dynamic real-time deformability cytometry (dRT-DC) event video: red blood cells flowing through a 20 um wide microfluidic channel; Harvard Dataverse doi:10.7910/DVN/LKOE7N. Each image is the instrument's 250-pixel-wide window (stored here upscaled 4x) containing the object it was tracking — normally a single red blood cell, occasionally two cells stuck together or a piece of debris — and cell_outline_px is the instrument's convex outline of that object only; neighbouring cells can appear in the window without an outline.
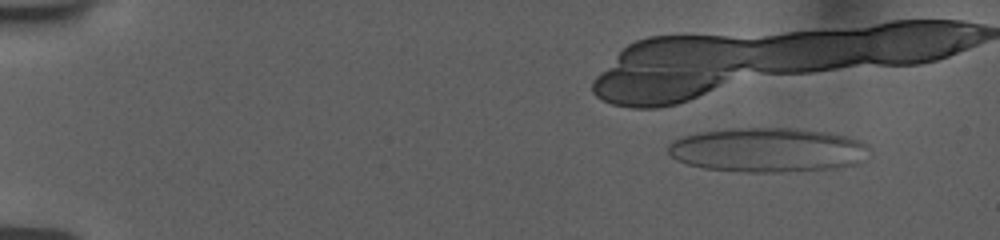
{"species": "human", "species_latin": "Homo sapiens", "temperature_condition": "room temperature", "stored_images_in_passage": 7, "camera_frame_rate_fps": 3000, "um_per_image_px": 0.085, "donor": {"sex": "female"}, "frame": {"image": 1, "passage_image": 1, "time_ms": 0.0, "image_size_px": [1000, 240], "cell_outline_px": [[856, 144], [820, 168], [776, 172], [744, 172], [704, 168], [688, 164], [672, 156], [668, 152], [668, 148], [676, 140], [688, 136], [708, 132], [800, 132], [836, 136], [848, 140]], "centroid_in_image_um": [64.51, 12.82], "position_along_channel_um": 20.5, "area_um2": 43.23}}